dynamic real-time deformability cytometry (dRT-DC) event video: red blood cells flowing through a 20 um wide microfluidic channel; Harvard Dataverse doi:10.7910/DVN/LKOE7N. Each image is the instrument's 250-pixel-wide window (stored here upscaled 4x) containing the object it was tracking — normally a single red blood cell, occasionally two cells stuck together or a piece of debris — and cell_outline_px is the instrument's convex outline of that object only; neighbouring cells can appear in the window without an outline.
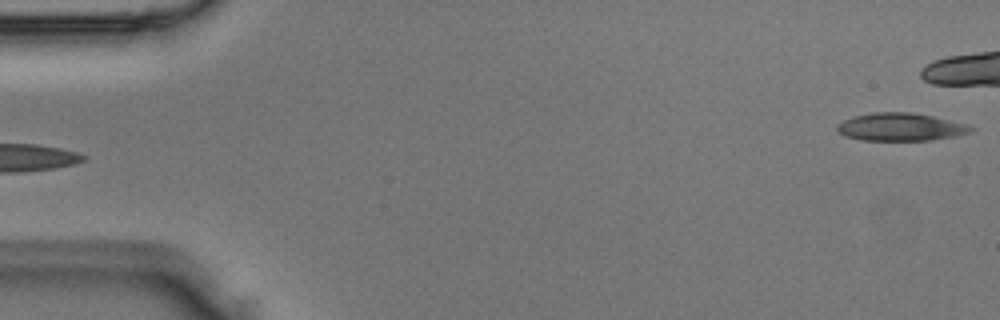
{"species": "Egyptian fruit bat (a non-hibernating species)", "species_latin": "Rousettus aegyptiacus", "temperature_condition": "room temperature", "stored_images_in_passage": 5, "camera_frame_rate_fps": 3000, "um_per_image_px": 0.085, "animal": {"sex": "male"}, "frame": {"image": 1, "passage_image": 5, "time_ms": 1.333, "image_size_px": [1000, 320], "cell_outline_px": [[976, 128], [972, 132], [956, 136], [932, 140], [860, 140], [844, 136], [836, 132], [836, 124], [852, 116], [872, 112], [912, 112], [932, 116], [968, 124]], "centroid_in_image_um": [76.53, 10.79], "position_along_channel_um": 8.5, "area_um2": 22.02}}